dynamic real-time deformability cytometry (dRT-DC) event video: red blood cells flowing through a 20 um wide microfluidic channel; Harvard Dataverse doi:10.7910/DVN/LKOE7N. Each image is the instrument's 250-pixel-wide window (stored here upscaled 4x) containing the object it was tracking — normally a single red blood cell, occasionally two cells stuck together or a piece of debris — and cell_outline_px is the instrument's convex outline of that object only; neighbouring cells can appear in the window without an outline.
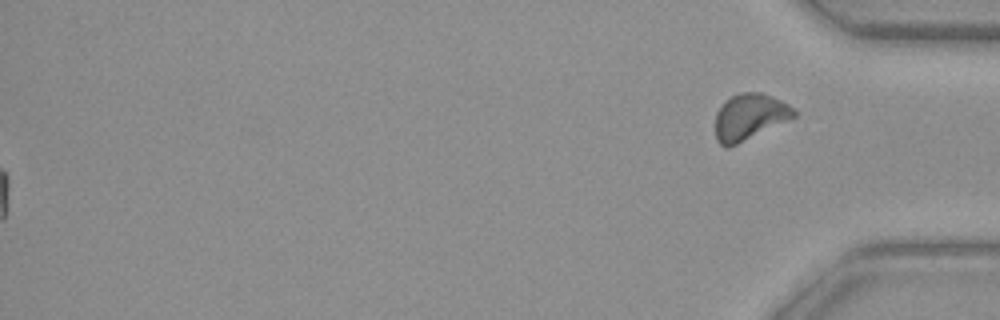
{"species": "common noctule bat (a hibernating species)", "species_latin": "Nyctalus noctula", "temperature_condition": "warm", "stored_images_in_passage": 51, "segment_of_instrument_passage": [2, 2], "camera_frame_rate_fps": 3000, "um_per_image_px": 0.085, "animal": {"sex": "female", "body_mass_g": 29.2, "forearm_length_mm": 56.3}, "frame": {"image": 1, "passage_image": 51, "time_ms": 16.667, "image_size_px": [1000, 320], "cell_outline_px": [[796, 116], [728, 148], [724, 148], [716, 140], [716, 112], [732, 96], [744, 92], [760, 92], [772, 96], [788, 104], [796, 112]], "centroid_in_image_um": [63.7, 9.94], "position_along_channel_um": 371.5, "area_um2": 20.69}}